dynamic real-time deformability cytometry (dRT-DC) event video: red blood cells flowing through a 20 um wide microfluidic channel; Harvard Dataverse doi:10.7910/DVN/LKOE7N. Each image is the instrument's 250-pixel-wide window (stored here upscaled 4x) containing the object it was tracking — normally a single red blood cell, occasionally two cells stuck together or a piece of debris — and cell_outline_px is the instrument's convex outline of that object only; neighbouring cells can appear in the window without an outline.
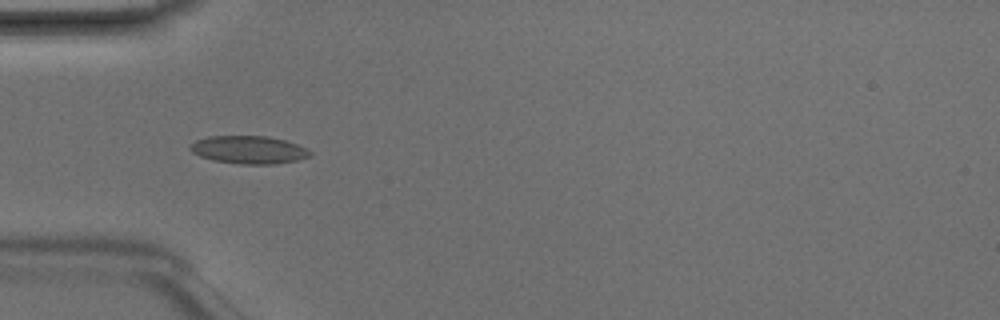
{"species": "Egyptian fruit bat (a non-hibernating species)", "species_latin": "Rousettus aegyptiacus", "temperature_condition": "room temperature", "stored_images_in_passage": 7, "camera_frame_rate_fps": 3000, "um_per_image_px": 0.085, "animal": {"sex": "male"}, "frame": {"image": 1, "passage_image": 5, "time_ms": 1.333, "image_size_px": [1000, 320], "cell_outline_px": [[312, 156], [296, 160], [276, 164], [240, 164], [212, 160], [200, 156], [192, 152], [188, 148], [188, 144], [196, 140], [208, 136], [268, 136], [284, 140], [296, 144], [312, 152]], "centroid_in_image_um": [21.1, 12.73], "position_along_channel_um": 63.9, "area_um2": 19.54}}